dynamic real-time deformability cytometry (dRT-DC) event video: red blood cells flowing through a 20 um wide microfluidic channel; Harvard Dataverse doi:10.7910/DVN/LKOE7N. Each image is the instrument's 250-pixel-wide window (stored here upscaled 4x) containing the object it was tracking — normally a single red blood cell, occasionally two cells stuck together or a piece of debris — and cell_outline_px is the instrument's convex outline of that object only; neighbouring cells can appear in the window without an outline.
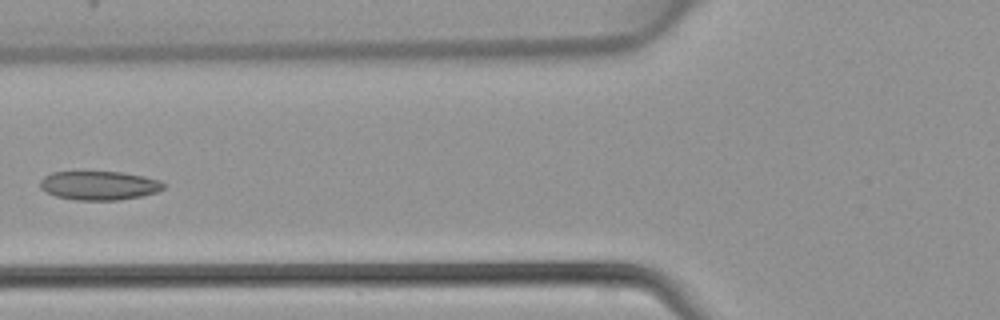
{"species": "common noctule bat (a hibernating species)", "species_latin": "Nyctalus noctula", "temperature_condition": "warm", "stored_images_in_passage": 3, "camera_frame_rate_fps": 3000, "um_per_image_px": 0.085, "animal": {"sex": "female", "body_mass_g": 22.7, "forearm_length_mm": 54.2}, "frame": {"image": 1, "passage_image": 3, "time_ms": 0.667, "image_size_px": [1000, 320], "cell_outline_px": [[168, 184], [164, 188], [156, 192], [140, 196], [120, 200], [76, 200], [56, 196], [40, 188], [40, 180], [44, 176], [52, 172], [120, 172], [144, 176], [160, 180]], "centroid_in_image_um": [8.45, 15.76], "position_along_channel_um": 117.3, "area_um2": 20.81}}